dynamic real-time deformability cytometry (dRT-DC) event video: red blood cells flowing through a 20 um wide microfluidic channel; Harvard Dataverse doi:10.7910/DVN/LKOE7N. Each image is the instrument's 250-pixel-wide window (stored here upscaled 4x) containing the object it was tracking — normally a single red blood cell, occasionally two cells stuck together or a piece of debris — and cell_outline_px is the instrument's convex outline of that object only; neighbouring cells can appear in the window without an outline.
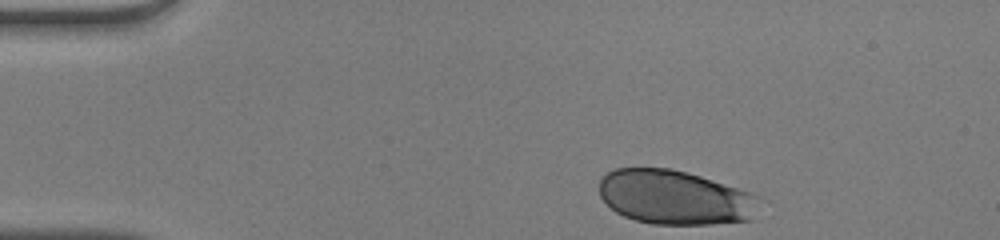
{"species": "human", "species_latin": "Homo sapiens", "temperature_condition": "warm", "stored_images_in_passage": 34, "camera_frame_rate_fps": 3000, "um_per_image_px": 0.085, "donor": {"sex": "male"}, "frame": {"image": 1, "passage_image": 1, "time_ms": 0.0, "image_size_px": [1000, 240], "cell_outline_px": [[756, 196], [752, 220], [712, 224], [652, 224], [636, 220], [624, 216], [616, 212], [600, 196], [600, 176], [616, 168], [672, 168], [700, 176], [748, 192]], "centroid_in_image_um": [57.28, 16.77], "position_along_channel_um": 27.7, "area_um2": 50.11}}